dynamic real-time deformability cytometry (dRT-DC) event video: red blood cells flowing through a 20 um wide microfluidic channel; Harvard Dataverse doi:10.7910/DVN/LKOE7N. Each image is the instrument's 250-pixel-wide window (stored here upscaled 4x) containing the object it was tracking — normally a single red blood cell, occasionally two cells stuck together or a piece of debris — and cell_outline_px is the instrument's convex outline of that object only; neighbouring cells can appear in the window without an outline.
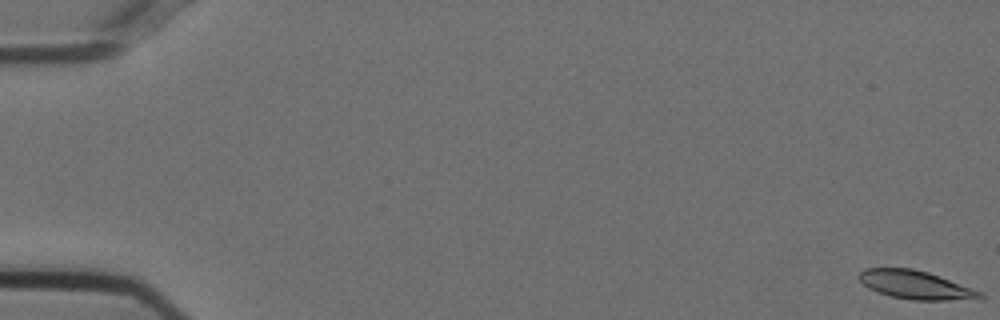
{"species": "Egyptian fruit bat (a non-hibernating species)", "species_latin": "Rousettus aegyptiacus", "temperature_condition": "cold", "stored_images_in_passage": 8, "camera_frame_rate_fps": 3000, "um_per_image_px": 0.085, "animal": {"sex": "female"}, "frame": {"image": 1, "passage_image": 1, "time_ms": 0.0, "image_size_px": [1000, 320], "cell_outline_px": [[984, 296], [948, 300], [912, 300], [892, 296], [876, 292], [868, 288], [856, 276], [864, 268], [912, 268], [928, 272], [980, 292]], "centroid_in_image_um": [77.68, 24.19], "position_along_channel_um": 7.3, "area_um2": 19.48}}